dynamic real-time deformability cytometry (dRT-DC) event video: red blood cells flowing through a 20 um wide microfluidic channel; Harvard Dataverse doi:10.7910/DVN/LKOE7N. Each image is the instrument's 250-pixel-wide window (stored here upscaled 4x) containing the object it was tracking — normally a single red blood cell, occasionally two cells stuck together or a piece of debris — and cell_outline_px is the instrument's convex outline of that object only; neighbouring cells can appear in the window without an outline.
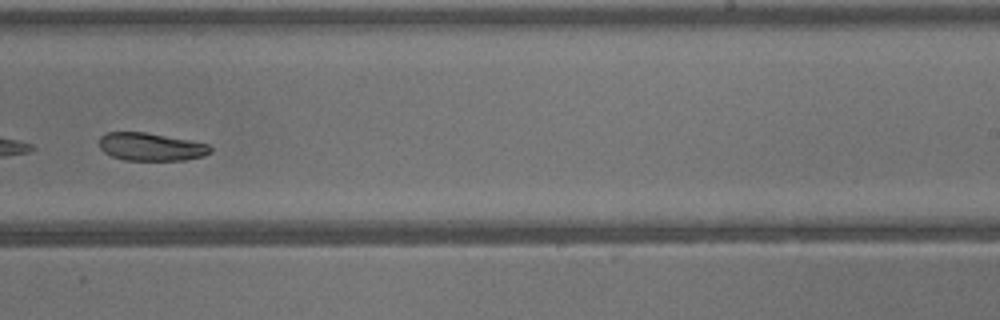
{"species": "common noctule bat (a hibernating species)", "species_latin": "Nyctalus noctula", "temperature_condition": "warm", "stored_images_in_passage": 27, "camera_frame_rate_fps": 3000, "um_per_image_px": 0.085, "animal": {"sex": "male", "body_mass_g": 13.3}, "frame": {"image": 1, "passage_image": 20, "time_ms": 6.333, "image_size_px": [1000, 320], "cell_outline_px": [[212, 152], [204, 156], [184, 160], [124, 160], [112, 156], [104, 152], [100, 148], [100, 136], [108, 132], [144, 132], [188, 140], [208, 144], [212, 148]], "centroid_in_image_um": [12.83, 12.48], "position_along_channel_um": 276.2, "area_um2": 17.98}}